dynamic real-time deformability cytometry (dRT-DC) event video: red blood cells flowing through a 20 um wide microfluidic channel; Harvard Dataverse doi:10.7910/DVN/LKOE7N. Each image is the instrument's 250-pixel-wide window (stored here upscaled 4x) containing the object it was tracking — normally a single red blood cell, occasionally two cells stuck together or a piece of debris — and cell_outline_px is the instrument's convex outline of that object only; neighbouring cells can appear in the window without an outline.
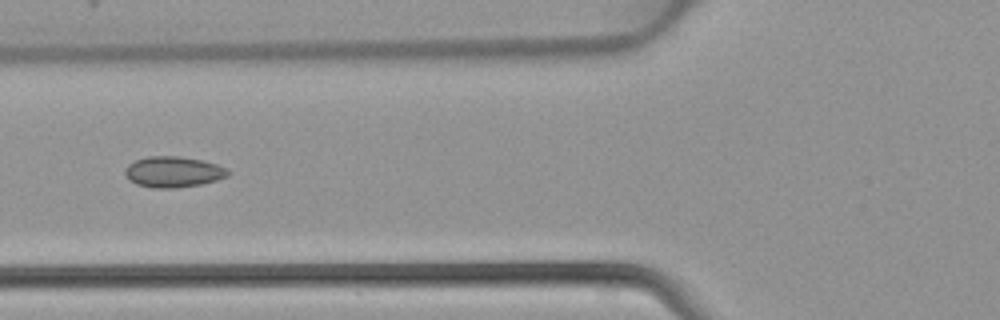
{"species": "common noctule bat (a hibernating species)", "species_latin": "Nyctalus noctula", "temperature_condition": "warm", "stored_images_in_passage": 4, "camera_frame_rate_fps": 3000, "um_per_image_px": 0.085, "animal": {"sex": "female", "body_mass_g": 22.7, "forearm_length_mm": 54.2}, "frame": {"image": 1, "passage_image": 4, "time_ms": 1.0, "image_size_px": [1000, 320], "cell_outline_px": [[232, 172], [228, 176], [216, 180], [200, 184], [176, 188], [152, 188], [136, 184], [128, 180], [124, 172], [124, 168], [128, 164], [136, 160], [148, 156], [180, 156], [200, 160], [216, 164], [228, 168]], "centroid_in_image_um": [14.72, 14.61], "position_along_channel_um": 111.1, "area_um2": 18.67}}